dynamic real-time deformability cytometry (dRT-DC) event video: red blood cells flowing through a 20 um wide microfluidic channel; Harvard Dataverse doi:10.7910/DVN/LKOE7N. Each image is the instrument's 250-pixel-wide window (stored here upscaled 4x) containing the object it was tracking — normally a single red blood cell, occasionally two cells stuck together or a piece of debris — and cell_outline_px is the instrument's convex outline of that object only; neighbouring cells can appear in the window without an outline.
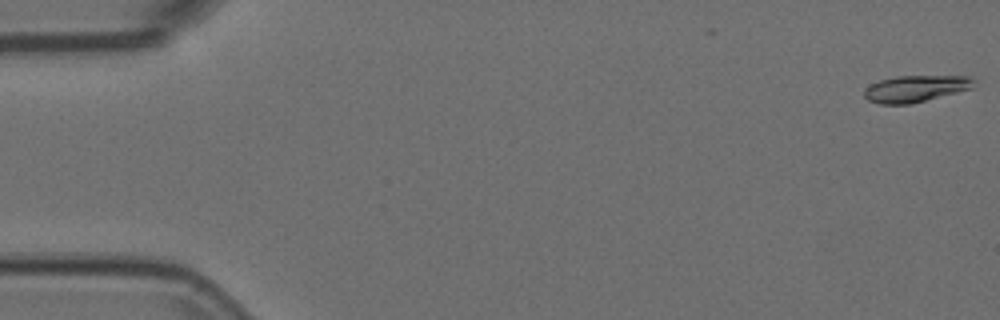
{"species": "Egyptian fruit bat (a non-hibernating species)", "species_latin": "Rousettus aegyptiacus", "temperature_condition": "room temperature", "stored_images_in_passage": 5, "camera_frame_rate_fps": 3000, "um_per_image_px": 0.085, "animal": {"sex": "female"}, "frame": {"image": 1, "passage_image": 1, "time_ms": 0.0, "image_size_px": [1000, 320], "cell_outline_px": [[976, 80], [972, 88], [912, 104], [880, 104], [868, 100], [864, 96], [864, 92], [872, 84], [880, 80], [896, 76], [968, 76]], "centroid_in_image_um": [77.84, 7.54], "position_along_channel_um": 7.2, "area_um2": 16.88}}
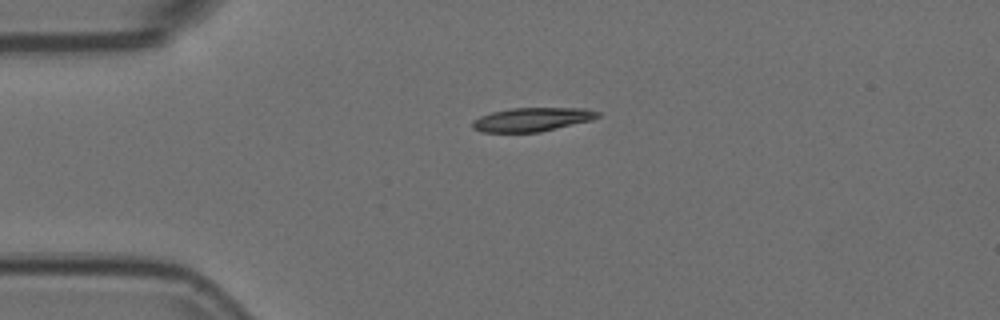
{"frame": {"image": 2, "passage_image": 4, "time_ms": 1.0, "image_size_px": [1000, 320], "cell_outline_px": [[600, 116], [592, 120], [540, 132], [480, 132], [472, 128], [472, 120], [480, 116], [492, 112], [512, 108], [588, 108], [600, 112]], "centroid_in_image_um": [45.23, 10.15], "position_along_channel_um": 39.8, "area_um2": 17.46}}